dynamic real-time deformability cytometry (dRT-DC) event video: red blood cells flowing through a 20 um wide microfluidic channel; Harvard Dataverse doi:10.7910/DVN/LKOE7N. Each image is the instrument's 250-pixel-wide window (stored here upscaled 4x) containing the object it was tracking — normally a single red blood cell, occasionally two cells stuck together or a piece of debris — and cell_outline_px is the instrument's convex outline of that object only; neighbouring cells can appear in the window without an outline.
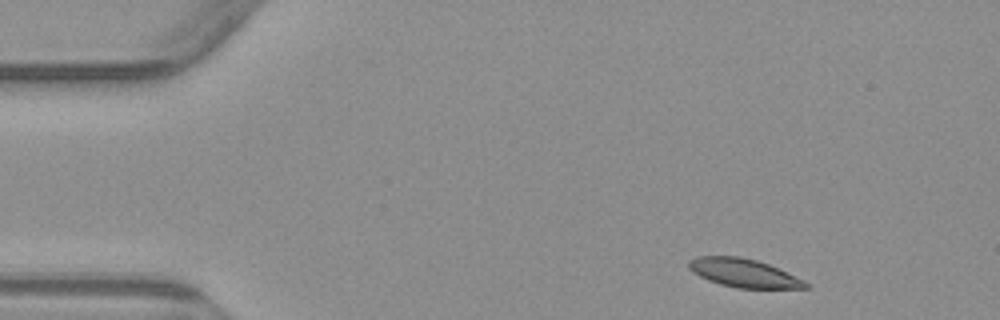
{"species": "common noctule bat (a hibernating species)", "species_latin": "Nyctalus noctula", "temperature_condition": "warm", "stored_images_in_passage": 3, "camera_frame_rate_fps": 3000, "um_per_image_px": 0.085, "animal": {"sex": "male", "body_mass_g": 23.1, "forearm_length_mm": 52.7}, "frame": {"image": 1, "passage_image": 1, "time_ms": 0.0, "image_size_px": [1000, 320], "cell_outline_px": [[812, 288], [736, 288], [720, 284], [708, 280], [692, 272], [688, 268], [688, 260], [696, 256], [740, 256], [756, 260], [768, 264], [804, 280], [812, 284]], "centroid_in_image_um": [63.21, 23.21], "position_along_channel_um": 21.8, "area_um2": 19.48}}
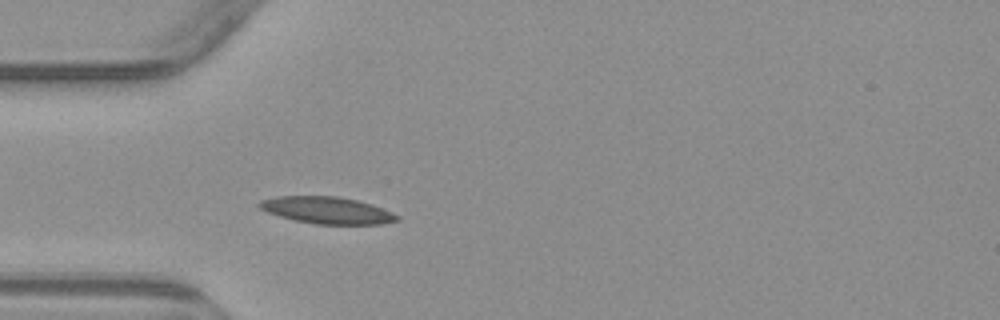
{"frame": {"image": 2, "passage_image": 3, "time_ms": 3.0, "image_size_px": [1000, 320], "cell_outline_px": [[400, 220], [380, 224], [316, 224], [296, 220], [280, 216], [268, 212], [260, 208], [256, 204], [260, 200], [276, 196], [340, 196], [356, 200], [392, 212], [400, 216]], "centroid_in_image_um": [27.78, 17.87], "position_along_channel_um": 57.2, "area_um2": 21.39}}